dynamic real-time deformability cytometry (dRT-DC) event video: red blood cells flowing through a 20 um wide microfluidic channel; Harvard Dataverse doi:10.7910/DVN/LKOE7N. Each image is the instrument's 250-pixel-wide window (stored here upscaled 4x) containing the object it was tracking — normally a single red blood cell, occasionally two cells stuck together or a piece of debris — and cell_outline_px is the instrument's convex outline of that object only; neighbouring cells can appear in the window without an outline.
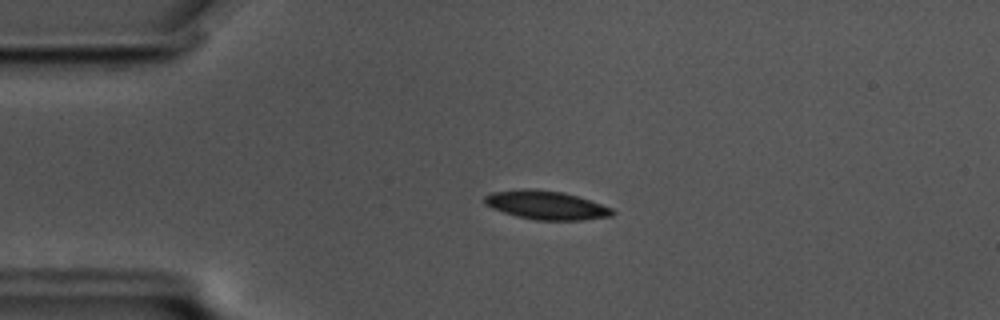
{"species": "common noctule bat (a hibernating species)", "species_latin": "Nyctalus noctula", "temperature_condition": "cold", "stored_images_in_passage": 46, "camera_frame_rate_fps": 3000, "um_per_image_px": 0.085, "animal": {"sex": "male", "body_mass_g": 17.5, "forearm_length_mm": 52.3}, "frame": {"image": 1, "passage_image": 1, "time_ms": 0.0, "image_size_px": [1000, 320], "cell_outline_px": [[616, 212], [612, 216], [580, 220], [536, 220], [504, 212], [492, 208], [484, 204], [484, 196], [492, 192], [524, 188], [564, 192], [612, 208]], "centroid_in_image_um": [46.41, 17.43], "position_along_channel_um": 38.6, "area_um2": 21.1}}
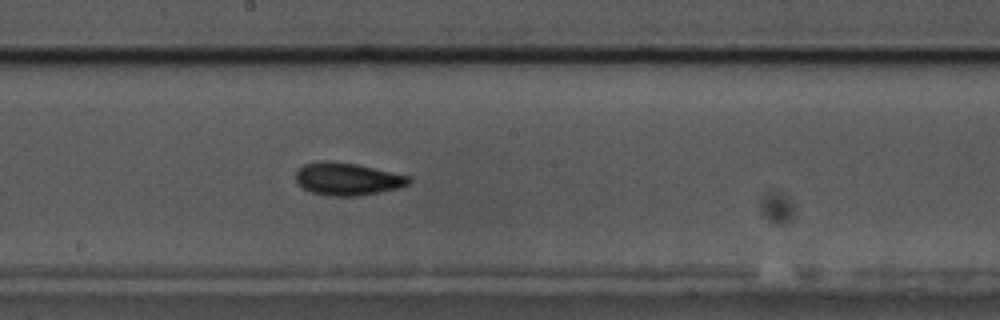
{"frame": {"image": 2, "passage_image": 19, "time_ms": 6.0, "image_size_px": [1000, 320], "cell_outline_px": [[412, 180], [408, 184], [400, 188], [380, 192], [356, 196], [332, 196], [312, 192], [304, 188], [296, 180], [296, 172], [304, 164], [356, 164], [412, 176]], "centroid_in_image_um": [29.64, 15.26], "position_along_channel_um": 218.6, "area_um2": 20.63}}
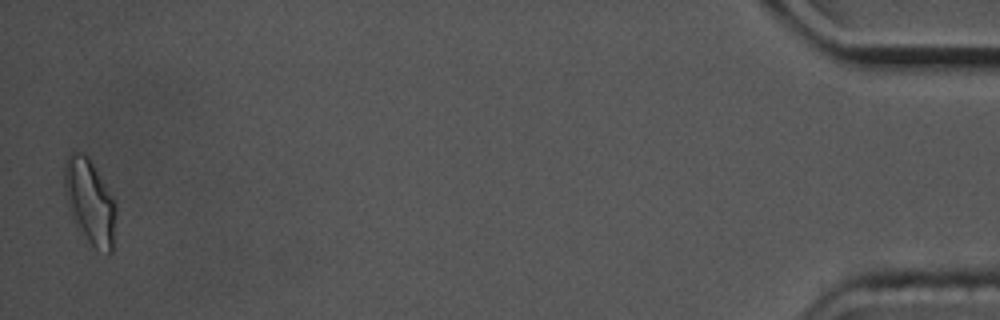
{"frame": {"image": 3, "passage_image": 45, "time_ms": 14.667, "image_size_px": [1000, 320], "cell_outline_px": [[116, 216], [112, 252], [108, 252], [88, 248], [84, 244], [72, 220], [68, 208], [64, 192], [64, 160], [68, 152], [84, 152], [88, 156], [116, 204]], "centroid_in_image_um": [7.59, 17.21], "position_along_channel_um": 427.6, "area_um2": 26.41}, "authors_computed_cell_mechanics": {"area_um2": 20.8369, "velocity_mm_per_s": 3.4828, "shape_relaxation_time_tau1_ms": 2.2682, "shape_relaxation_time_tau2_ms": 2.6567, "deformation_change_tau1": 0.1202, "deformation_change_tau2": 0.0786}}